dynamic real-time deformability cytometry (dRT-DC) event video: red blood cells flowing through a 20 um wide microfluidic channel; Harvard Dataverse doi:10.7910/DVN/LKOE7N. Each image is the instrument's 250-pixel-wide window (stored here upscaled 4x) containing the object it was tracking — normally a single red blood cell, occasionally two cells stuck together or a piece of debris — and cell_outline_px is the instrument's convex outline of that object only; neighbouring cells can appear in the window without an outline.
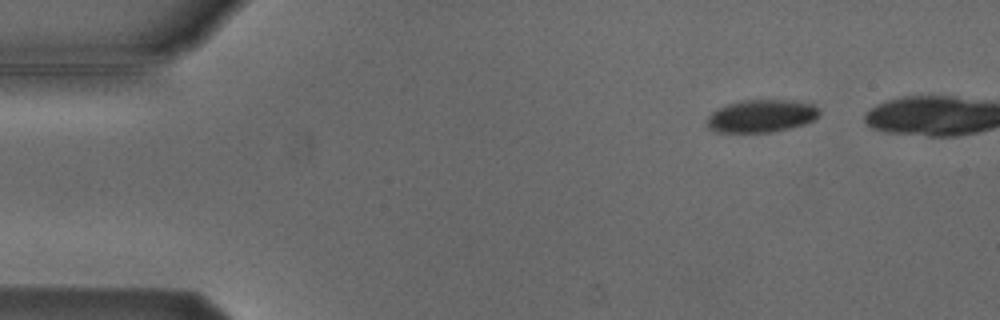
{"species": "Egyptian fruit bat (a non-hibernating species)", "species_latin": "Rousettus aegyptiacus", "temperature_condition": "cold", "stored_images_in_passage": 5, "camera_frame_rate_fps": 3000, "um_per_image_px": 0.085, "animal": {"sex": "male"}, "frame": {"image": 1, "passage_image": 1, "time_ms": 0.0, "image_size_px": [1000, 320], "cell_outline_px": [[820, 116], [804, 124], [788, 128], [768, 132], [716, 132], [708, 128], [708, 116], [712, 112], [728, 104], [744, 100], [796, 100], [812, 104], [820, 108]], "centroid_in_image_um": [64.75, 9.85], "position_along_channel_um": 20.2, "area_um2": 21.27}}
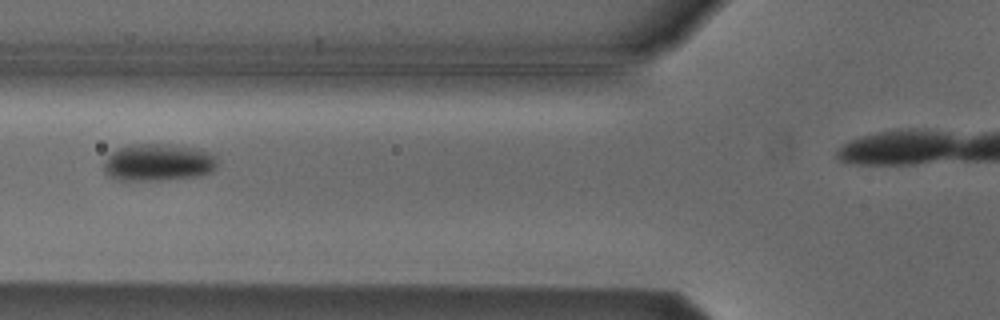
{"frame": {"image": 2, "passage_image": 5, "time_ms": 4.667, "image_size_px": [1000, 320], "cell_outline_px": [[216, 168], [212, 172], [200, 176], [160, 180], [116, 180], [108, 176], [104, 172], [104, 160], [116, 148], [132, 144], [168, 144], [196, 148], [212, 152], [216, 156]], "centroid_in_image_um": [13.45, 13.8], "position_along_channel_um": 112.4, "area_um2": 24.97}}